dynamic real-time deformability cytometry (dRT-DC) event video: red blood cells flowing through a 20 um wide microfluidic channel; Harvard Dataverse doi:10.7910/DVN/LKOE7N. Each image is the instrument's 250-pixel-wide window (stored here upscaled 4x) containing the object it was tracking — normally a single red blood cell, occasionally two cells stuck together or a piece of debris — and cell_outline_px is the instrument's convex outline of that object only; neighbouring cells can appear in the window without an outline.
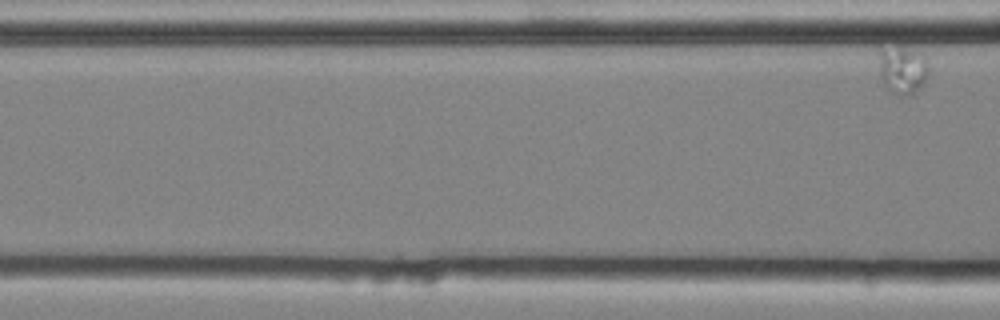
{"species": "common noctule bat (a hibernating species)", "species_latin": "Nyctalus noctula", "temperature_condition": "cold", "stored_images_in_passage": 7, "camera_frame_rate_fps": 3000, "um_per_image_px": 0.085, "animal": {"sex": "male", "body_mass_g": 20.4}, "frame": {"image": 1, "passage_image": 7, "time_ms": 2.0, "image_size_px": [1000, 320], "cell_outline_px": [[928, 76], [912, 92], [904, 96], [900, 96], [884, 84], [880, 76], [880, 48], [904, 48], [924, 56], [928, 60]], "centroid_in_image_um": [76.72, 5.93], "position_along_channel_um": 89.9, "area_um2": 13.12}}